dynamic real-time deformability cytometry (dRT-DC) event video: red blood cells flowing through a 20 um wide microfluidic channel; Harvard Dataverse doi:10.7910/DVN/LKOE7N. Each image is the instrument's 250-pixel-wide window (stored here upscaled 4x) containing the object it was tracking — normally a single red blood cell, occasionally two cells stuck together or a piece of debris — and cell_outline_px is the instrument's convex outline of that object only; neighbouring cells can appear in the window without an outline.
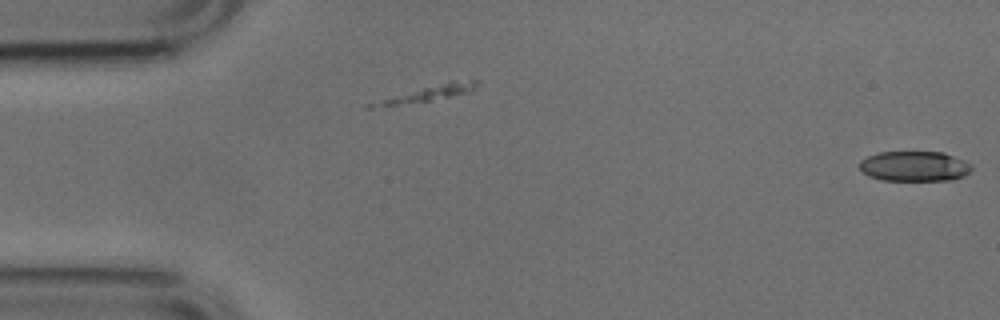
{"species": "common noctule bat (a hibernating species)", "species_latin": "Nyctalus noctula", "temperature_condition": "cold", "stored_images_in_passage": 6, "camera_frame_rate_fps": 3000, "um_per_image_px": 0.085, "animal": {"sex": "male", "body_mass_g": 17.9, "forearm_length_mm": 54.2}, "frame": {"image": 1, "passage_image": 6, "time_ms": 1.667, "image_size_px": [1000, 320], "cell_outline_px": [[972, 168], [968, 172], [952, 180], [880, 180], [868, 176], [860, 168], [860, 160], [868, 156], [880, 152], [944, 152], [972, 164]], "centroid_in_image_um": [77.7, 14.13], "position_along_channel_um": 7.3, "area_um2": 19.54}}